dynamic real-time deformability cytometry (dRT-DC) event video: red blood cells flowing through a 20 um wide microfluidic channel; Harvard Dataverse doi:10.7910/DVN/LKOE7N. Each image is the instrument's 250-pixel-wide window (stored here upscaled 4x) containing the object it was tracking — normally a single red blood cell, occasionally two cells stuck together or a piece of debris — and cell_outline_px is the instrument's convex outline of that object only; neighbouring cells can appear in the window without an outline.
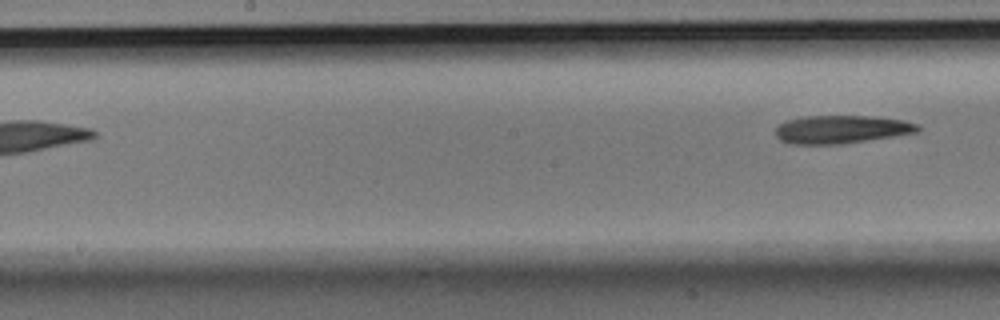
{"species": "Egyptian fruit bat (a non-hibernating species)", "species_latin": "Rousettus aegyptiacus", "temperature_condition": "room temperature", "stored_images_in_passage": 7, "segment_of_instrument_passage": [2, 2], "camera_frame_rate_fps": 3000, "um_per_image_px": 0.085, "animal": {"sex": "male"}, "frame": {"image": 1, "passage_image": 7, "time_ms": 2.0, "image_size_px": [1000, 320], "cell_outline_px": [[920, 132], [840, 144], [788, 144], [780, 140], [776, 136], [776, 128], [780, 124], [788, 120], [804, 116], [864, 116], [904, 120], [916, 124], [920, 128]], "centroid_in_image_um": [71.49, 11.0], "position_along_channel_um": 176.7, "area_um2": 23.12}}